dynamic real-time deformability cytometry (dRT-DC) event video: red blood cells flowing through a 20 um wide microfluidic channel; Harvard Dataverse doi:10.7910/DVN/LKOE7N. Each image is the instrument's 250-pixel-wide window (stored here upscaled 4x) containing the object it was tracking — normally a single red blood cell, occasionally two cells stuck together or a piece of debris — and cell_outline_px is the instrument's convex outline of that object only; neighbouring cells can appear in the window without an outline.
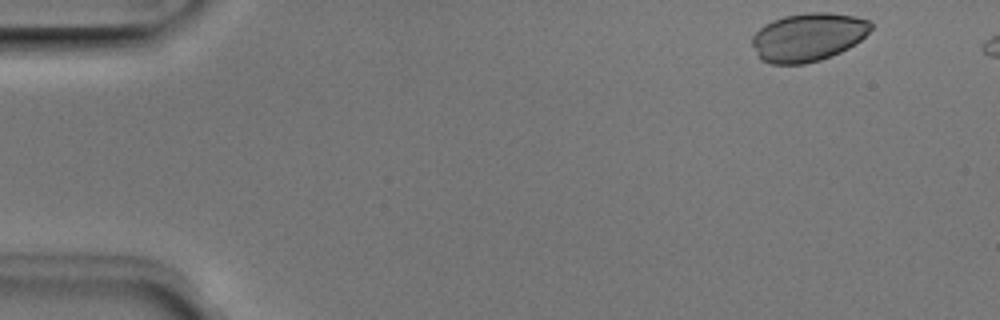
{"species": "Egyptian fruit bat (a non-hibernating species)", "species_latin": "Rousettus aegyptiacus", "temperature_condition": "room temperature", "stored_images_in_passage": 44, "camera_frame_rate_fps": 3000, "um_per_image_px": 0.085, "animal": {"sex": "male"}, "frame": {"image": 1, "passage_image": 1, "time_ms": 0.0, "image_size_px": [1000, 320], "cell_outline_px": [[872, 28], [860, 40], [848, 48], [840, 52], [820, 60], [804, 64], [772, 64], [760, 60], [752, 44], [752, 36], [764, 24], [772, 20], [784, 16], [808, 12], [828, 12], [856, 16], [872, 20]], "centroid_in_image_um": [68.69, 3.14], "position_along_channel_um": 16.3, "area_um2": 33.58}}